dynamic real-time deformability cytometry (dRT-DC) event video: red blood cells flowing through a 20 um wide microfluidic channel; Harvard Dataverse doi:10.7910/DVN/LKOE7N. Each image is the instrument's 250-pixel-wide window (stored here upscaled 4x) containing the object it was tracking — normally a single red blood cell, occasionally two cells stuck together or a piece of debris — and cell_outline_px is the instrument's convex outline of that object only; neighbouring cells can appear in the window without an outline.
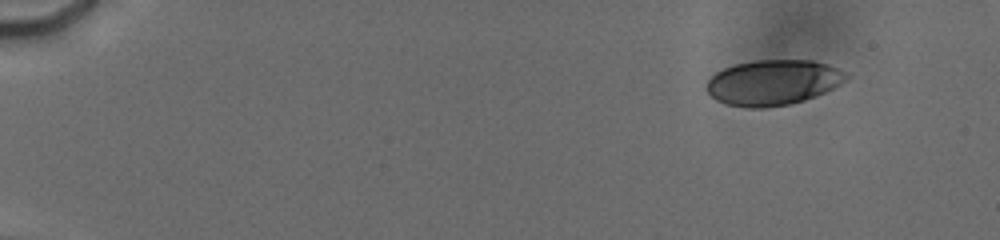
{"species": "human", "species_latin": "Homo sapiens", "temperature_condition": "cold", "stored_images_in_passage": 12, "camera_frame_rate_fps": 3000, "um_per_image_px": 0.085, "donor": {"sex": "male"}, "frame": {"image": 1, "passage_image": 3, "time_ms": 1.667, "image_size_px": [1000, 240], "cell_outline_px": [[848, 80], [816, 96], [804, 100], [788, 104], [764, 108], [748, 108], [728, 104], [716, 100], [704, 88], [708, 80], [716, 72], [732, 64], [756, 60], [812, 60], [828, 64], [840, 68], [848, 72]], "centroid_in_image_um": [65.72, 7.0], "position_along_channel_um": 19.3, "area_um2": 37.17}}
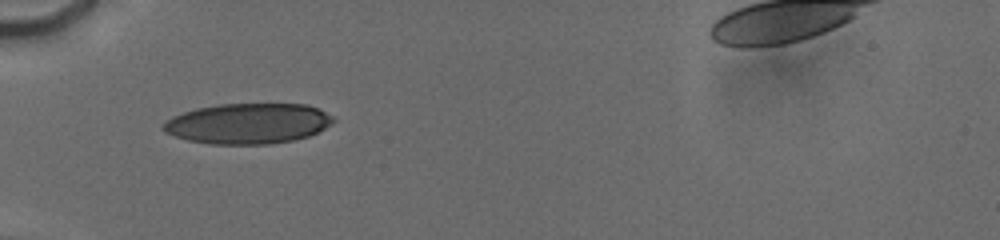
{"frame": {"image": 2, "passage_image": 9, "time_ms": 6.333, "image_size_px": [1000, 240], "cell_outline_px": [[336, 120], [332, 124], [308, 136], [292, 140], [268, 144], [212, 144], [188, 140], [164, 132], [160, 128], [172, 116], [196, 108], [220, 104], [308, 104], [332, 116]], "centroid_in_image_um": [21.07, 10.49], "position_along_channel_um": 63.9, "area_um2": 39.88}}
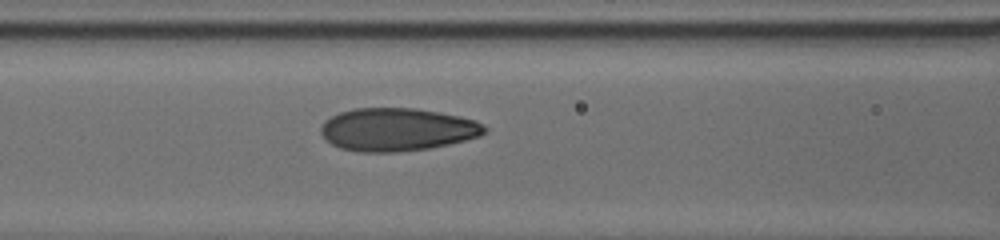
{"frame": {"image": 3, "passage_image": 12, "time_ms": 8.333, "image_size_px": [1000, 240], "cell_outline_px": [[488, 132], [480, 136], [448, 144], [428, 148], [400, 152], [360, 152], [340, 148], [332, 144], [320, 132], [320, 128], [332, 116], [340, 112], [356, 108], [416, 108], [440, 112], [460, 116], [476, 120], [484, 124], [488, 128]], "centroid_in_image_um": [33.82, 11.01], "position_along_channel_um": 132.8, "area_um2": 40.98}}